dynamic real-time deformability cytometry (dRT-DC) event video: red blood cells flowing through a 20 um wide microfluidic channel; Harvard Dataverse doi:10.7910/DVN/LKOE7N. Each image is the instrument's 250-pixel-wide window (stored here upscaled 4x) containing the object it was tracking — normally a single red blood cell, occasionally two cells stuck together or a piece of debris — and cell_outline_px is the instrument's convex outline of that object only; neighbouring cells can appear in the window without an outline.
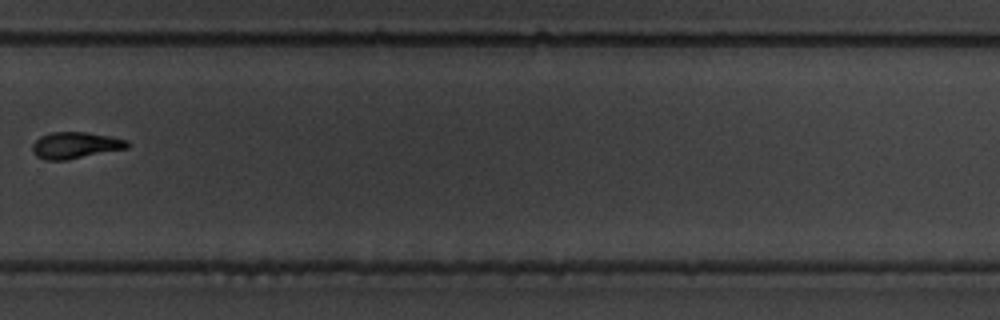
{"species": "common noctule bat (a hibernating species)", "species_latin": "Nyctalus noctula", "temperature_condition": "warm", "stored_images_in_passage": 11, "camera_frame_rate_fps": 3000, "um_per_image_px": 0.085, "animal": {"sex": "male", "body_mass_g": 19.5, "forearm_length_mm": 54.6}, "frame": {"image": 1, "passage_image": 11, "time_ms": 12.333, "image_size_px": [1000, 320], "cell_outline_px": [[128, 148], [68, 160], [44, 160], [36, 156], [32, 152], [32, 144], [40, 136], [52, 132], [84, 132], [112, 136], [128, 140]], "centroid_in_image_um": [6.39, 12.35], "position_along_channel_um": 323.4, "area_um2": 14.8}}